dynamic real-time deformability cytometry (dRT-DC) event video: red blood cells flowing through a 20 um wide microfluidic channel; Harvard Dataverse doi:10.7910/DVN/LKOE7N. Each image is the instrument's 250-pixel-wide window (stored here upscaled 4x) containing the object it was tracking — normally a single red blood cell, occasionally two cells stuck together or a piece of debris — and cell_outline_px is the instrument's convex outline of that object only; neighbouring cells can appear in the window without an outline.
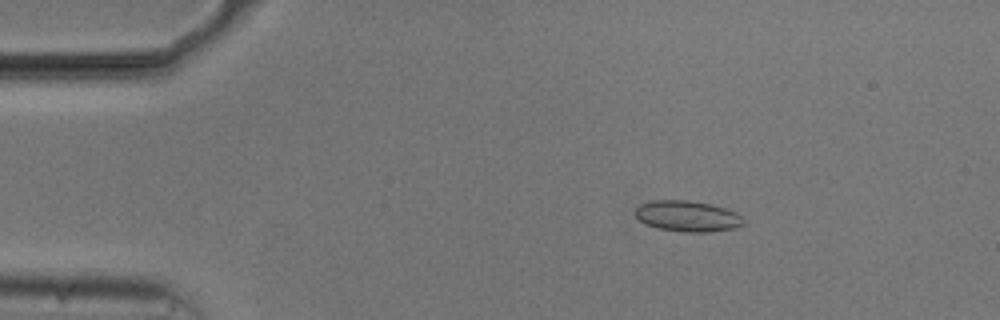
{"species": "common noctule bat (a hibernating species)", "species_latin": "Nyctalus noctula", "temperature_condition": "cold", "stored_images_in_passage": 54, "camera_frame_rate_fps": 3000, "um_per_image_px": 0.085, "animal": {"sex": "male", "body_mass_g": 20.5, "forearm_length_mm": 52.5}, "frame": {"image": 1, "passage_image": 9, "time_ms": 2.667, "image_size_px": [1000, 320], "cell_outline_px": [[744, 224], [736, 228], [708, 232], [684, 232], [660, 228], [648, 224], [640, 220], [636, 216], [636, 208], [640, 204], [652, 200], [688, 200], [712, 204], [736, 212], [744, 220]], "centroid_in_image_um": [58.47, 18.37], "position_along_channel_um": 26.5, "area_um2": 19.36}}
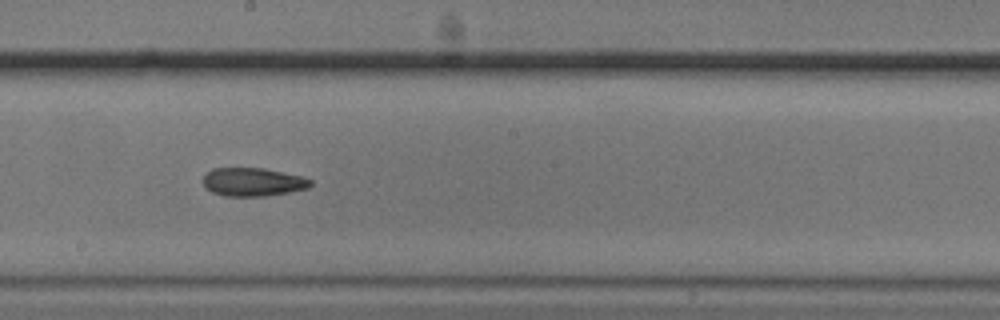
{"frame": {"image": 2, "passage_image": 30, "time_ms": 9.667, "image_size_px": [1000, 320], "cell_outline_px": [[312, 184], [308, 188], [288, 192], [264, 196], [224, 196], [212, 192], [204, 188], [204, 176], [212, 168], [264, 168], [304, 176], [312, 180]], "centroid_in_image_um": [21.51, 15.46], "position_along_channel_um": 226.7, "area_um2": 17.86}}
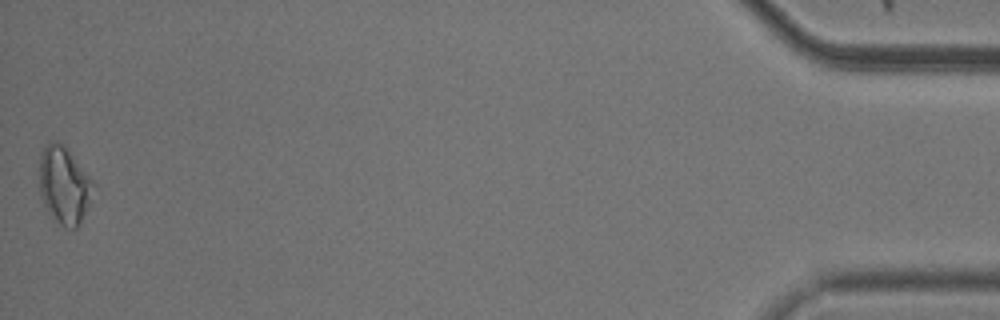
{"frame": {"image": 3, "passage_image": 54, "time_ms": 17.667, "image_size_px": [1000, 320], "cell_outline_px": [[96, 184], [80, 224], [76, 228], [64, 228], [48, 212], [40, 196], [40, 152], [48, 140], [56, 140], [64, 144]], "centroid_in_image_um": [5.44, 15.7], "position_along_channel_um": 429.8, "area_um2": 24.45}, "authors_computed_cell_mechanics": {"area_um2": 18.5538, "velocity_mm_per_s": 3.7264, "shape_relaxation_time_tau1_ms": 7.3288, "shape_relaxation_time_tau2_ms": 4.4644, "deformation_change_tau1": 0.0981, "deformation_change_tau2": 0.1125}}